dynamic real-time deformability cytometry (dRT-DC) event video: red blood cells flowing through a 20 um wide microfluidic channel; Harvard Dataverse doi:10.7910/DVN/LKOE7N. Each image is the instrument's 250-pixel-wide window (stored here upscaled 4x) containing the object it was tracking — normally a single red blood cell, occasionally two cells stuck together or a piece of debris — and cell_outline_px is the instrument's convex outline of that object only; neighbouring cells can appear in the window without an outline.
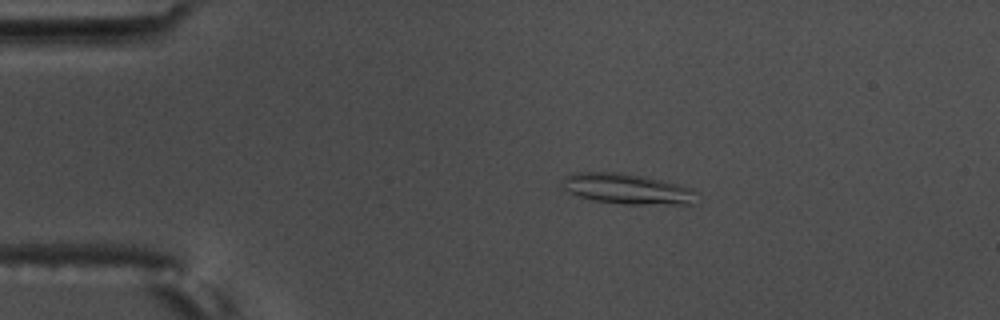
{"species": "common noctule bat (a hibernating species)", "species_latin": "Nyctalus noctula", "temperature_condition": "warm", "stored_images_in_passage": 56, "camera_frame_rate_fps": 3000, "um_per_image_px": 0.085, "animal": {"sex": "male", "body_mass_g": 17.5, "forearm_length_mm": 52.3}, "frame": {"image": 1, "passage_image": 10, "time_ms": 3.0, "image_size_px": [1000, 320], "cell_outline_px": [[700, 192], [696, 204], [624, 204], [596, 200], [580, 196], [568, 192], [560, 184], [564, 176], [576, 172], [624, 172], [644, 176], [680, 184], [692, 188]], "centroid_in_image_um": [53.38, 16.04], "position_along_channel_um": 31.6, "area_um2": 24.28}}
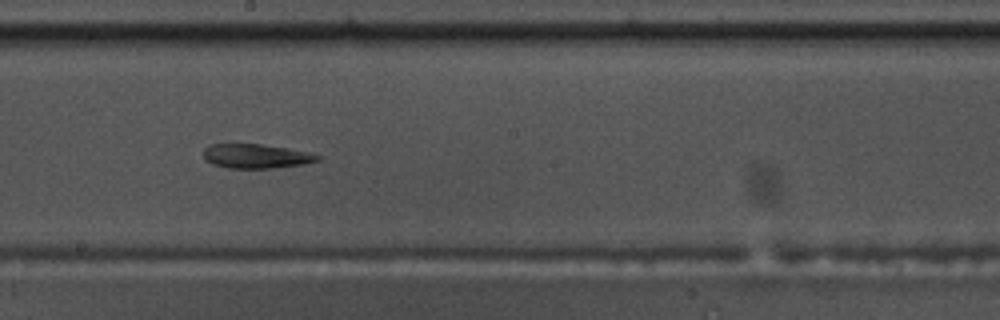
{"frame": {"image": 2, "passage_image": 31, "time_ms": 10.0, "image_size_px": [1000, 320], "cell_outline_px": [[320, 160], [304, 164], [272, 168], [228, 168], [212, 164], [204, 160], [204, 148], [212, 144], [260, 144], [288, 148], [308, 152], [320, 156]], "centroid_in_image_um": [21.75, 13.27], "position_along_channel_um": 226.4, "area_um2": 16.13}}
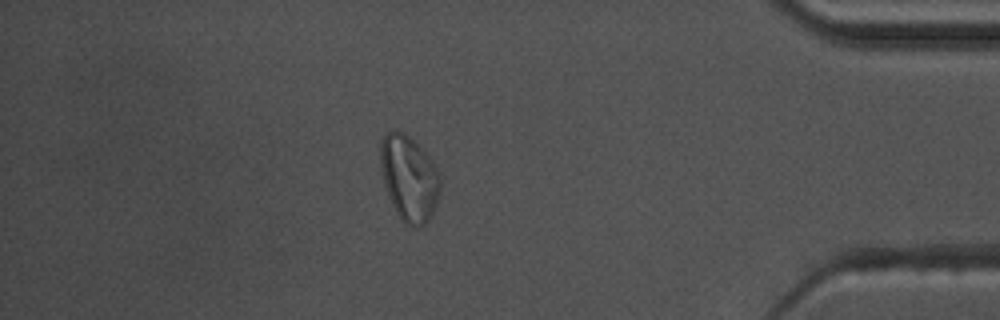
{"frame": {"image": 3, "passage_image": 49, "time_ms": 16.0, "image_size_px": [1000, 320], "cell_outline_px": [[440, 192], [436, 204], [428, 220], [420, 228], [404, 224], [396, 212], [388, 196], [384, 184], [380, 168], [380, 140], [388, 132], [404, 132], [432, 160], [440, 176]], "centroid_in_image_um": [34.76, 15.18], "position_along_channel_um": 400.4, "area_um2": 29.65}, "authors_computed_cell_mechanics": {"area_um2": 21.9062, "velocity_mm_per_s": 3.5286, "shape_relaxation_time_tau1_ms": null, "shape_relaxation_time_tau2_ms": 1.1294, "deformation_change_tau1": null, "deformation_change_tau2": 0.0747}}